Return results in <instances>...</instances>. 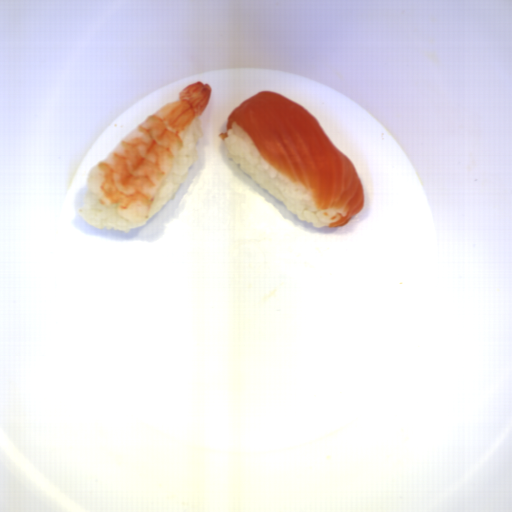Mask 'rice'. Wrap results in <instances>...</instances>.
<instances>
[{
	"label": "rice",
	"instance_id": "obj_2",
	"mask_svg": "<svg viewBox=\"0 0 512 512\" xmlns=\"http://www.w3.org/2000/svg\"><path fill=\"white\" fill-rule=\"evenodd\" d=\"M202 135L203 123L199 118V120L190 127L183 141L180 156L177 158L172 169L157 192L150 206L148 219L164 208L171 200L179 186L186 182L189 176V168L195 164L198 157L199 151L196 144Z\"/></svg>",
	"mask_w": 512,
	"mask_h": 512
},
{
	"label": "rice",
	"instance_id": "obj_3",
	"mask_svg": "<svg viewBox=\"0 0 512 512\" xmlns=\"http://www.w3.org/2000/svg\"><path fill=\"white\" fill-rule=\"evenodd\" d=\"M119 205L120 203L117 202L111 206H102L88 189L82 197V205L77 209V213L81 220L93 228L98 230L113 228L115 231H123L128 234L131 229L141 228L149 222L148 220L127 222L119 218L117 215Z\"/></svg>",
	"mask_w": 512,
	"mask_h": 512
},
{
	"label": "rice",
	"instance_id": "obj_1",
	"mask_svg": "<svg viewBox=\"0 0 512 512\" xmlns=\"http://www.w3.org/2000/svg\"><path fill=\"white\" fill-rule=\"evenodd\" d=\"M222 146L239 164V169L255 184L271 196L283 202L287 211L298 216L303 222L307 220L314 228L328 226L340 220V215L331 219L336 213L346 215L340 208L316 210L315 203L306 190L297 186L269 166L255 148L251 137L235 122Z\"/></svg>",
	"mask_w": 512,
	"mask_h": 512
}]
</instances>
